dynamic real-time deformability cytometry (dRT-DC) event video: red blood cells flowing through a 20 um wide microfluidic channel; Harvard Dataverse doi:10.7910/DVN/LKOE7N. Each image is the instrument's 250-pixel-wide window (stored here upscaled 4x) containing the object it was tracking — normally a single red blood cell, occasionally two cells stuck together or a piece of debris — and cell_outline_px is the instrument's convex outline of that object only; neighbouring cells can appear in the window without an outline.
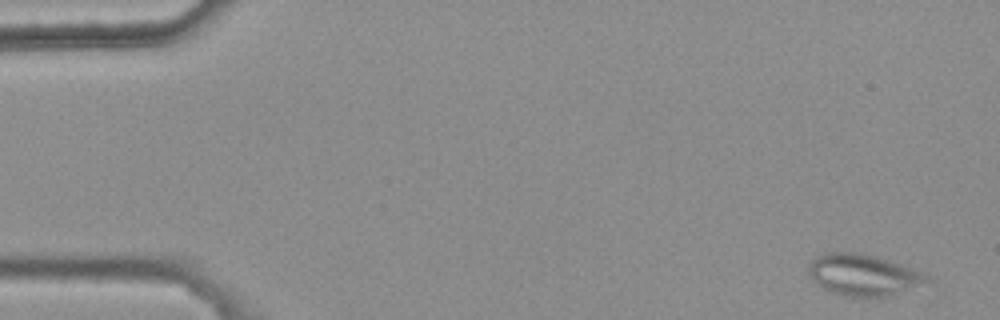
{"species": "common noctule bat (a hibernating species)", "species_latin": "Nyctalus noctula", "temperature_condition": "warm", "stored_images_in_passage": 10, "camera_frame_rate_fps": 3000, "um_per_image_px": 0.085, "animal": {"sex": "female", "body_mass_g": 25.1}, "frame": {"image": 1, "passage_image": 1, "time_ms": 0.0, "image_size_px": [1000, 320], "cell_outline_px": [[932, 280], [888, 296], [844, 296], [828, 292], [812, 280], [808, 276], [808, 264], [816, 256], [828, 252], [860, 252], [876, 256], [900, 264], [920, 272], [928, 276]], "centroid_in_image_um": [73.29, 23.35], "position_along_channel_um": 11.7, "area_um2": 28.38}}
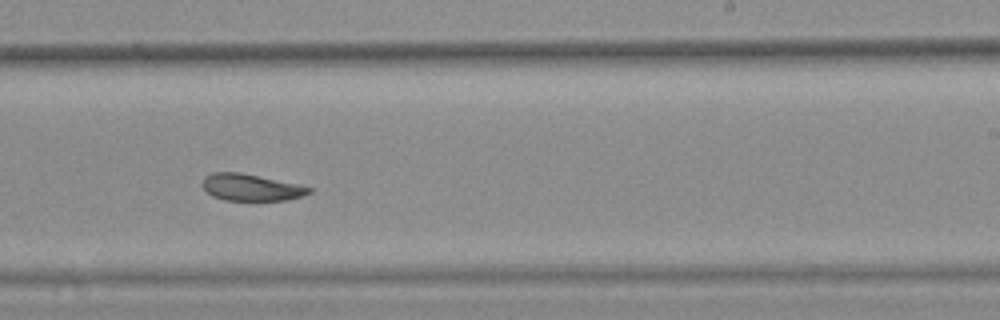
{"frame": {"image": 2, "passage_image": 9, "time_ms": 2.667, "image_size_px": [1000, 320], "cell_outline_px": [[312, 192], [304, 196], [288, 200], [224, 200], [212, 196], [200, 184], [204, 176], [212, 172], [240, 172], [300, 184], [312, 188]], "centroid_in_image_um": [21.35, 15.92], "position_along_channel_um": 267.7, "area_um2": 16.88}}
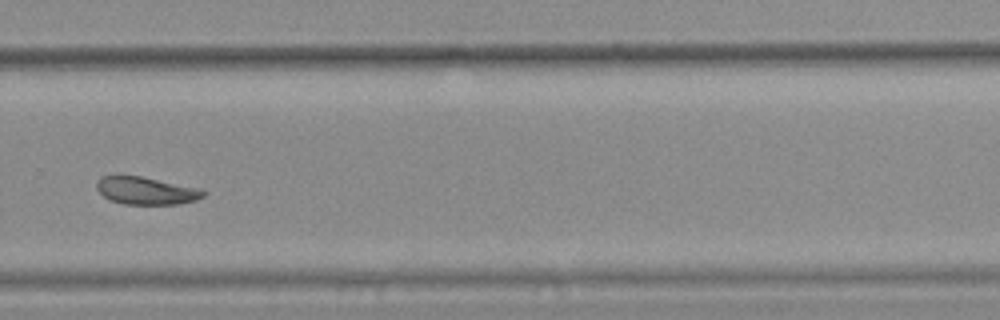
{"frame": {"image": 3, "passage_image": 10, "time_ms": 3.0, "image_size_px": [1000, 320], "cell_outline_px": [[208, 192], [204, 196], [196, 200], [180, 204], [124, 204], [112, 200], [104, 196], [96, 188], [96, 184], [104, 176], [120, 172], [144, 176], [196, 188]], "centroid_in_image_um": [12.39, 16.17], "position_along_channel_um": 317.4, "area_um2": 17.46}}